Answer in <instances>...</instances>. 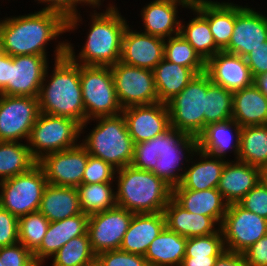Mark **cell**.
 I'll return each instance as SVG.
<instances>
[{"instance_id":"39","label":"cell","mask_w":267,"mask_h":266,"mask_svg":"<svg viewBox=\"0 0 267 266\" xmlns=\"http://www.w3.org/2000/svg\"><path fill=\"white\" fill-rule=\"evenodd\" d=\"M96 258L88 233L70 239L52 257L51 266H83ZM49 265V266H50Z\"/></svg>"},{"instance_id":"59","label":"cell","mask_w":267,"mask_h":266,"mask_svg":"<svg viewBox=\"0 0 267 266\" xmlns=\"http://www.w3.org/2000/svg\"><path fill=\"white\" fill-rule=\"evenodd\" d=\"M3 53V48H2V43H1V40H0V55Z\"/></svg>"},{"instance_id":"46","label":"cell","mask_w":267,"mask_h":266,"mask_svg":"<svg viewBox=\"0 0 267 266\" xmlns=\"http://www.w3.org/2000/svg\"><path fill=\"white\" fill-rule=\"evenodd\" d=\"M96 258L102 266H149L144 256L120 249L101 252Z\"/></svg>"},{"instance_id":"36","label":"cell","mask_w":267,"mask_h":266,"mask_svg":"<svg viewBox=\"0 0 267 266\" xmlns=\"http://www.w3.org/2000/svg\"><path fill=\"white\" fill-rule=\"evenodd\" d=\"M238 160L259 168L267 165V125L242 127Z\"/></svg>"},{"instance_id":"12","label":"cell","mask_w":267,"mask_h":266,"mask_svg":"<svg viewBox=\"0 0 267 266\" xmlns=\"http://www.w3.org/2000/svg\"><path fill=\"white\" fill-rule=\"evenodd\" d=\"M39 114L38 97L0 94V141L27 143Z\"/></svg>"},{"instance_id":"3","label":"cell","mask_w":267,"mask_h":266,"mask_svg":"<svg viewBox=\"0 0 267 266\" xmlns=\"http://www.w3.org/2000/svg\"><path fill=\"white\" fill-rule=\"evenodd\" d=\"M51 63H54L53 69L50 65L46 68L38 94L40 112L71 118L82 125L85 122V107L80 83V65L67 55Z\"/></svg>"},{"instance_id":"48","label":"cell","mask_w":267,"mask_h":266,"mask_svg":"<svg viewBox=\"0 0 267 266\" xmlns=\"http://www.w3.org/2000/svg\"><path fill=\"white\" fill-rule=\"evenodd\" d=\"M159 155L155 153L154 137L150 140L135 144L131 166L139 170L152 171Z\"/></svg>"},{"instance_id":"27","label":"cell","mask_w":267,"mask_h":266,"mask_svg":"<svg viewBox=\"0 0 267 266\" xmlns=\"http://www.w3.org/2000/svg\"><path fill=\"white\" fill-rule=\"evenodd\" d=\"M163 213L166 227L186 238L207 236L220 229V225L212 217L190 213L173 198L169 200Z\"/></svg>"},{"instance_id":"55","label":"cell","mask_w":267,"mask_h":266,"mask_svg":"<svg viewBox=\"0 0 267 266\" xmlns=\"http://www.w3.org/2000/svg\"><path fill=\"white\" fill-rule=\"evenodd\" d=\"M253 84L265 95L267 96V73L256 76L253 79Z\"/></svg>"},{"instance_id":"53","label":"cell","mask_w":267,"mask_h":266,"mask_svg":"<svg viewBox=\"0 0 267 266\" xmlns=\"http://www.w3.org/2000/svg\"><path fill=\"white\" fill-rule=\"evenodd\" d=\"M9 81V55H0V94L7 95V83Z\"/></svg>"},{"instance_id":"8","label":"cell","mask_w":267,"mask_h":266,"mask_svg":"<svg viewBox=\"0 0 267 266\" xmlns=\"http://www.w3.org/2000/svg\"><path fill=\"white\" fill-rule=\"evenodd\" d=\"M79 140V141H78ZM81 143V124L71 118L40 112L27 145L32 157L39 161L43 156L73 148Z\"/></svg>"},{"instance_id":"34","label":"cell","mask_w":267,"mask_h":266,"mask_svg":"<svg viewBox=\"0 0 267 266\" xmlns=\"http://www.w3.org/2000/svg\"><path fill=\"white\" fill-rule=\"evenodd\" d=\"M187 238L165 227L149 245L145 259L149 266H181Z\"/></svg>"},{"instance_id":"52","label":"cell","mask_w":267,"mask_h":266,"mask_svg":"<svg viewBox=\"0 0 267 266\" xmlns=\"http://www.w3.org/2000/svg\"><path fill=\"white\" fill-rule=\"evenodd\" d=\"M214 266H249L242 253L225 250L215 261Z\"/></svg>"},{"instance_id":"1","label":"cell","mask_w":267,"mask_h":266,"mask_svg":"<svg viewBox=\"0 0 267 266\" xmlns=\"http://www.w3.org/2000/svg\"><path fill=\"white\" fill-rule=\"evenodd\" d=\"M3 18V19H2ZM0 18V40L3 52L10 56H50L48 46L54 41V59L66 56L67 39H61L67 32V20L59 13L39 10L24 15H10ZM60 38V41H59ZM65 41H64V40ZM62 40V41H61ZM52 41V43H51Z\"/></svg>"},{"instance_id":"23","label":"cell","mask_w":267,"mask_h":266,"mask_svg":"<svg viewBox=\"0 0 267 266\" xmlns=\"http://www.w3.org/2000/svg\"><path fill=\"white\" fill-rule=\"evenodd\" d=\"M88 217V214L80 213L50 222L40 247L33 253L34 261L39 266H44L70 239L84 235L87 232Z\"/></svg>"},{"instance_id":"42","label":"cell","mask_w":267,"mask_h":266,"mask_svg":"<svg viewBox=\"0 0 267 266\" xmlns=\"http://www.w3.org/2000/svg\"><path fill=\"white\" fill-rule=\"evenodd\" d=\"M37 4L43 5L40 10L53 11L61 14L67 20V33H77L85 19L82 18L80 8L91 9L99 2L97 0H34ZM80 7V8H79ZM84 20V21H82Z\"/></svg>"},{"instance_id":"25","label":"cell","mask_w":267,"mask_h":266,"mask_svg":"<svg viewBox=\"0 0 267 266\" xmlns=\"http://www.w3.org/2000/svg\"><path fill=\"white\" fill-rule=\"evenodd\" d=\"M226 162L225 159L211 156L197 148L186 167L180 184L173 189L201 191L217 188Z\"/></svg>"},{"instance_id":"37","label":"cell","mask_w":267,"mask_h":266,"mask_svg":"<svg viewBox=\"0 0 267 266\" xmlns=\"http://www.w3.org/2000/svg\"><path fill=\"white\" fill-rule=\"evenodd\" d=\"M115 182L82 183L77 187L80 206L83 213L88 215L110 210L116 205Z\"/></svg>"},{"instance_id":"58","label":"cell","mask_w":267,"mask_h":266,"mask_svg":"<svg viewBox=\"0 0 267 266\" xmlns=\"http://www.w3.org/2000/svg\"><path fill=\"white\" fill-rule=\"evenodd\" d=\"M190 5L202 2V1H214V0H186Z\"/></svg>"},{"instance_id":"32","label":"cell","mask_w":267,"mask_h":266,"mask_svg":"<svg viewBox=\"0 0 267 266\" xmlns=\"http://www.w3.org/2000/svg\"><path fill=\"white\" fill-rule=\"evenodd\" d=\"M152 71L159 102L165 104L178 95L196 75L192 69L166 59L161 60Z\"/></svg>"},{"instance_id":"20","label":"cell","mask_w":267,"mask_h":266,"mask_svg":"<svg viewBox=\"0 0 267 266\" xmlns=\"http://www.w3.org/2000/svg\"><path fill=\"white\" fill-rule=\"evenodd\" d=\"M190 4L186 0H152L145 3L138 17H141V32L167 39L180 33L182 8L186 11ZM181 11H178L180 10ZM179 18V19H178Z\"/></svg>"},{"instance_id":"45","label":"cell","mask_w":267,"mask_h":266,"mask_svg":"<svg viewBox=\"0 0 267 266\" xmlns=\"http://www.w3.org/2000/svg\"><path fill=\"white\" fill-rule=\"evenodd\" d=\"M0 260L4 266H39L33 254L20 242L0 248Z\"/></svg>"},{"instance_id":"13","label":"cell","mask_w":267,"mask_h":266,"mask_svg":"<svg viewBox=\"0 0 267 266\" xmlns=\"http://www.w3.org/2000/svg\"><path fill=\"white\" fill-rule=\"evenodd\" d=\"M116 95L121 107L159 102L153 71L117 62L110 66Z\"/></svg>"},{"instance_id":"38","label":"cell","mask_w":267,"mask_h":266,"mask_svg":"<svg viewBox=\"0 0 267 266\" xmlns=\"http://www.w3.org/2000/svg\"><path fill=\"white\" fill-rule=\"evenodd\" d=\"M233 92L211 82L205 94L204 128L211 123L232 119Z\"/></svg>"},{"instance_id":"31","label":"cell","mask_w":267,"mask_h":266,"mask_svg":"<svg viewBox=\"0 0 267 266\" xmlns=\"http://www.w3.org/2000/svg\"><path fill=\"white\" fill-rule=\"evenodd\" d=\"M39 211L50 221H59L83 213L76 187L47 184Z\"/></svg>"},{"instance_id":"33","label":"cell","mask_w":267,"mask_h":266,"mask_svg":"<svg viewBox=\"0 0 267 266\" xmlns=\"http://www.w3.org/2000/svg\"><path fill=\"white\" fill-rule=\"evenodd\" d=\"M187 10L190 11L188 13H192L191 18L189 17L187 23L184 21L185 18H181L180 34L206 63L221 50L216 46L208 20L193 5H190Z\"/></svg>"},{"instance_id":"49","label":"cell","mask_w":267,"mask_h":266,"mask_svg":"<svg viewBox=\"0 0 267 266\" xmlns=\"http://www.w3.org/2000/svg\"><path fill=\"white\" fill-rule=\"evenodd\" d=\"M18 220L9 211L0 207V248L19 242Z\"/></svg>"},{"instance_id":"19","label":"cell","mask_w":267,"mask_h":266,"mask_svg":"<svg viewBox=\"0 0 267 266\" xmlns=\"http://www.w3.org/2000/svg\"><path fill=\"white\" fill-rule=\"evenodd\" d=\"M128 24L122 37L120 62L153 70L164 59L165 39L137 30Z\"/></svg>"},{"instance_id":"41","label":"cell","mask_w":267,"mask_h":266,"mask_svg":"<svg viewBox=\"0 0 267 266\" xmlns=\"http://www.w3.org/2000/svg\"><path fill=\"white\" fill-rule=\"evenodd\" d=\"M50 221L40 212H31L18 220L19 242L32 254L40 247Z\"/></svg>"},{"instance_id":"7","label":"cell","mask_w":267,"mask_h":266,"mask_svg":"<svg viewBox=\"0 0 267 266\" xmlns=\"http://www.w3.org/2000/svg\"><path fill=\"white\" fill-rule=\"evenodd\" d=\"M85 122L122 113L110 66L80 65Z\"/></svg>"},{"instance_id":"47","label":"cell","mask_w":267,"mask_h":266,"mask_svg":"<svg viewBox=\"0 0 267 266\" xmlns=\"http://www.w3.org/2000/svg\"><path fill=\"white\" fill-rule=\"evenodd\" d=\"M238 204L245 210L267 219V187L260 181Z\"/></svg>"},{"instance_id":"28","label":"cell","mask_w":267,"mask_h":266,"mask_svg":"<svg viewBox=\"0 0 267 266\" xmlns=\"http://www.w3.org/2000/svg\"><path fill=\"white\" fill-rule=\"evenodd\" d=\"M172 198L190 213L212 217L220 226L229 205L217 188L172 189Z\"/></svg>"},{"instance_id":"11","label":"cell","mask_w":267,"mask_h":266,"mask_svg":"<svg viewBox=\"0 0 267 266\" xmlns=\"http://www.w3.org/2000/svg\"><path fill=\"white\" fill-rule=\"evenodd\" d=\"M220 228L225 249L243 253L267 234V219L232 203L228 205Z\"/></svg>"},{"instance_id":"14","label":"cell","mask_w":267,"mask_h":266,"mask_svg":"<svg viewBox=\"0 0 267 266\" xmlns=\"http://www.w3.org/2000/svg\"><path fill=\"white\" fill-rule=\"evenodd\" d=\"M255 7L235 3V24L227 53L246 57L257 47H267V14Z\"/></svg>"},{"instance_id":"51","label":"cell","mask_w":267,"mask_h":266,"mask_svg":"<svg viewBox=\"0 0 267 266\" xmlns=\"http://www.w3.org/2000/svg\"><path fill=\"white\" fill-rule=\"evenodd\" d=\"M253 79L267 73V47H257L245 57Z\"/></svg>"},{"instance_id":"16","label":"cell","mask_w":267,"mask_h":266,"mask_svg":"<svg viewBox=\"0 0 267 266\" xmlns=\"http://www.w3.org/2000/svg\"><path fill=\"white\" fill-rule=\"evenodd\" d=\"M87 161L88 152L80 143L73 148L47 154L37 164L48 184L77 188L82 184Z\"/></svg>"},{"instance_id":"10","label":"cell","mask_w":267,"mask_h":266,"mask_svg":"<svg viewBox=\"0 0 267 266\" xmlns=\"http://www.w3.org/2000/svg\"><path fill=\"white\" fill-rule=\"evenodd\" d=\"M47 179L36 164L28 172L0 182V207L18 219L39 211Z\"/></svg>"},{"instance_id":"6","label":"cell","mask_w":267,"mask_h":266,"mask_svg":"<svg viewBox=\"0 0 267 266\" xmlns=\"http://www.w3.org/2000/svg\"><path fill=\"white\" fill-rule=\"evenodd\" d=\"M197 148V138L170 126L154 137V149L159 157L151 172L173 189L180 184Z\"/></svg>"},{"instance_id":"44","label":"cell","mask_w":267,"mask_h":266,"mask_svg":"<svg viewBox=\"0 0 267 266\" xmlns=\"http://www.w3.org/2000/svg\"><path fill=\"white\" fill-rule=\"evenodd\" d=\"M116 171L117 169L109 163L88 154V161L84 170L82 183L115 182Z\"/></svg>"},{"instance_id":"54","label":"cell","mask_w":267,"mask_h":266,"mask_svg":"<svg viewBox=\"0 0 267 266\" xmlns=\"http://www.w3.org/2000/svg\"><path fill=\"white\" fill-rule=\"evenodd\" d=\"M219 256L184 257L181 266H214Z\"/></svg>"},{"instance_id":"43","label":"cell","mask_w":267,"mask_h":266,"mask_svg":"<svg viewBox=\"0 0 267 266\" xmlns=\"http://www.w3.org/2000/svg\"><path fill=\"white\" fill-rule=\"evenodd\" d=\"M221 228L207 236L187 238L185 257L220 256L225 251Z\"/></svg>"},{"instance_id":"22","label":"cell","mask_w":267,"mask_h":266,"mask_svg":"<svg viewBox=\"0 0 267 266\" xmlns=\"http://www.w3.org/2000/svg\"><path fill=\"white\" fill-rule=\"evenodd\" d=\"M241 129L233 119L208 124L197 137V147L206 154L227 161L231 160L232 153V160H238Z\"/></svg>"},{"instance_id":"17","label":"cell","mask_w":267,"mask_h":266,"mask_svg":"<svg viewBox=\"0 0 267 266\" xmlns=\"http://www.w3.org/2000/svg\"><path fill=\"white\" fill-rule=\"evenodd\" d=\"M49 59L48 56L9 55L7 95L38 97Z\"/></svg>"},{"instance_id":"50","label":"cell","mask_w":267,"mask_h":266,"mask_svg":"<svg viewBox=\"0 0 267 266\" xmlns=\"http://www.w3.org/2000/svg\"><path fill=\"white\" fill-rule=\"evenodd\" d=\"M242 254L249 266H267V234Z\"/></svg>"},{"instance_id":"60","label":"cell","mask_w":267,"mask_h":266,"mask_svg":"<svg viewBox=\"0 0 267 266\" xmlns=\"http://www.w3.org/2000/svg\"><path fill=\"white\" fill-rule=\"evenodd\" d=\"M98 2H103L104 3V1H106V0H97Z\"/></svg>"},{"instance_id":"35","label":"cell","mask_w":267,"mask_h":266,"mask_svg":"<svg viewBox=\"0 0 267 266\" xmlns=\"http://www.w3.org/2000/svg\"><path fill=\"white\" fill-rule=\"evenodd\" d=\"M36 164L27 143L0 141V182L28 172Z\"/></svg>"},{"instance_id":"24","label":"cell","mask_w":267,"mask_h":266,"mask_svg":"<svg viewBox=\"0 0 267 266\" xmlns=\"http://www.w3.org/2000/svg\"><path fill=\"white\" fill-rule=\"evenodd\" d=\"M259 182V167L229 160L223 167L217 190L228 204L238 203Z\"/></svg>"},{"instance_id":"29","label":"cell","mask_w":267,"mask_h":266,"mask_svg":"<svg viewBox=\"0 0 267 266\" xmlns=\"http://www.w3.org/2000/svg\"><path fill=\"white\" fill-rule=\"evenodd\" d=\"M209 22L216 46L223 51L231 40L235 24V2L202 1L192 4Z\"/></svg>"},{"instance_id":"9","label":"cell","mask_w":267,"mask_h":266,"mask_svg":"<svg viewBox=\"0 0 267 266\" xmlns=\"http://www.w3.org/2000/svg\"><path fill=\"white\" fill-rule=\"evenodd\" d=\"M207 89L208 74H196L190 83L167 103L171 127L194 138L202 133Z\"/></svg>"},{"instance_id":"15","label":"cell","mask_w":267,"mask_h":266,"mask_svg":"<svg viewBox=\"0 0 267 266\" xmlns=\"http://www.w3.org/2000/svg\"><path fill=\"white\" fill-rule=\"evenodd\" d=\"M134 213L116 206L110 210L90 214L87 233L93 252L120 249Z\"/></svg>"},{"instance_id":"5","label":"cell","mask_w":267,"mask_h":266,"mask_svg":"<svg viewBox=\"0 0 267 266\" xmlns=\"http://www.w3.org/2000/svg\"><path fill=\"white\" fill-rule=\"evenodd\" d=\"M92 122L95 124L90 129L87 126ZM86 129H90L89 132ZM81 135V144L89 155L102 159L115 169L131 165L135 144L122 113L87 120L81 125Z\"/></svg>"},{"instance_id":"56","label":"cell","mask_w":267,"mask_h":266,"mask_svg":"<svg viewBox=\"0 0 267 266\" xmlns=\"http://www.w3.org/2000/svg\"><path fill=\"white\" fill-rule=\"evenodd\" d=\"M260 181L267 187V165L260 168Z\"/></svg>"},{"instance_id":"40","label":"cell","mask_w":267,"mask_h":266,"mask_svg":"<svg viewBox=\"0 0 267 266\" xmlns=\"http://www.w3.org/2000/svg\"><path fill=\"white\" fill-rule=\"evenodd\" d=\"M164 59L190 68L196 74L205 72V62L180 33L165 39Z\"/></svg>"},{"instance_id":"57","label":"cell","mask_w":267,"mask_h":266,"mask_svg":"<svg viewBox=\"0 0 267 266\" xmlns=\"http://www.w3.org/2000/svg\"><path fill=\"white\" fill-rule=\"evenodd\" d=\"M83 266H102V264L99 262V260L97 258H95L94 260H92L91 262H89Z\"/></svg>"},{"instance_id":"26","label":"cell","mask_w":267,"mask_h":266,"mask_svg":"<svg viewBox=\"0 0 267 266\" xmlns=\"http://www.w3.org/2000/svg\"><path fill=\"white\" fill-rule=\"evenodd\" d=\"M165 227L163 212L134 214L120 250L145 256L149 245Z\"/></svg>"},{"instance_id":"30","label":"cell","mask_w":267,"mask_h":266,"mask_svg":"<svg viewBox=\"0 0 267 266\" xmlns=\"http://www.w3.org/2000/svg\"><path fill=\"white\" fill-rule=\"evenodd\" d=\"M232 119L241 127L267 125V98L254 84L233 92Z\"/></svg>"},{"instance_id":"2","label":"cell","mask_w":267,"mask_h":266,"mask_svg":"<svg viewBox=\"0 0 267 266\" xmlns=\"http://www.w3.org/2000/svg\"><path fill=\"white\" fill-rule=\"evenodd\" d=\"M102 6L105 9H101ZM84 12L90 13L87 18L90 19L89 29L85 32L87 36H84L86 40L77 52L71 40H66V55L79 65H115L121 59L122 37L129 24L127 18L121 15L120 7L113 0L106 3V6L99 2L90 11L87 9Z\"/></svg>"},{"instance_id":"4","label":"cell","mask_w":267,"mask_h":266,"mask_svg":"<svg viewBox=\"0 0 267 266\" xmlns=\"http://www.w3.org/2000/svg\"><path fill=\"white\" fill-rule=\"evenodd\" d=\"M116 205L134 214L163 212L172 188L153 172L130 166L117 169Z\"/></svg>"},{"instance_id":"21","label":"cell","mask_w":267,"mask_h":266,"mask_svg":"<svg viewBox=\"0 0 267 266\" xmlns=\"http://www.w3.org/2000/svg\"><path fill=\"white\" fill-rule=\"evenodd\" d=\"M205 72L212 83L232 92L253 84L245 58L225 51L216 53L205 63Z\"/></svg>"},{"instance_id":"18","label":"cell","mask_w":267,"mask_h":266,"mask_svg":"<svg viewBox=\"0 0 267 266\" xmlns=\"http://www.w3.org/2000/svg\"><path fill=\"white\" fill-rule=\"evenodd\" d=\"M122 114L134 144L150 140L171 126L168 106L161 102L130 106Z\"/></svg>"}]
</instances>
